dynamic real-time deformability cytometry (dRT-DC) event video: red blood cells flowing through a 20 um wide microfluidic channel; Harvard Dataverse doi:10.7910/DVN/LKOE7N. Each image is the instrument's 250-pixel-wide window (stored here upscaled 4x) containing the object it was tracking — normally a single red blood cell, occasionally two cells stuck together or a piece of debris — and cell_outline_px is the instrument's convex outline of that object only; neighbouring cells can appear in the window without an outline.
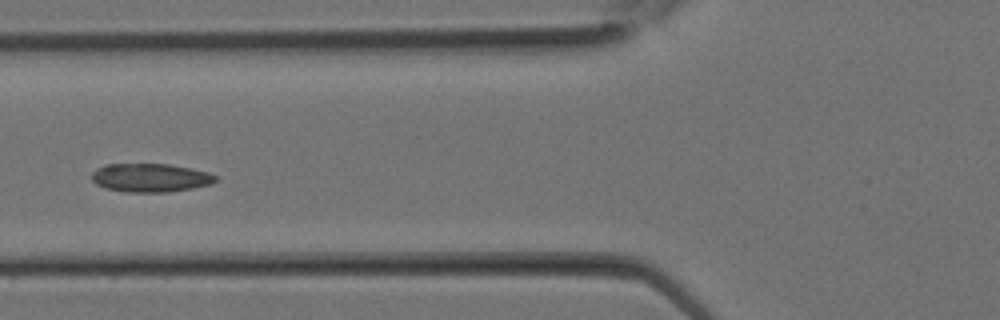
{"species": "Egyptian fruit bat (a non-hibernating species)", "species_latin": "Rousettus aegyptiacus", "temperature_condition": "room temperature", "stored_images_in_passage": 11, "camera_frame_rate_fps": 3000, "um_per_image_px": 0.085, "animal": {"sex": "female"}, "frame": {"image": 1, "passage_image": 10, "time_ms": 3.0, "image_size_px": [1000, 320], "cell_outline_px": [[216, 180], [212, 184], [192, 188], [168, 192], [128, 192], [104, 188], [96, 184], [92, 180], [92, 172], [96, 168], [104, 164], [168, 164], [208, 172], [216, 176]], "centroid_in_image_um": [12.75, 15.11], "position_along_channel_um": 113.1, "area_um2": 20.58}}